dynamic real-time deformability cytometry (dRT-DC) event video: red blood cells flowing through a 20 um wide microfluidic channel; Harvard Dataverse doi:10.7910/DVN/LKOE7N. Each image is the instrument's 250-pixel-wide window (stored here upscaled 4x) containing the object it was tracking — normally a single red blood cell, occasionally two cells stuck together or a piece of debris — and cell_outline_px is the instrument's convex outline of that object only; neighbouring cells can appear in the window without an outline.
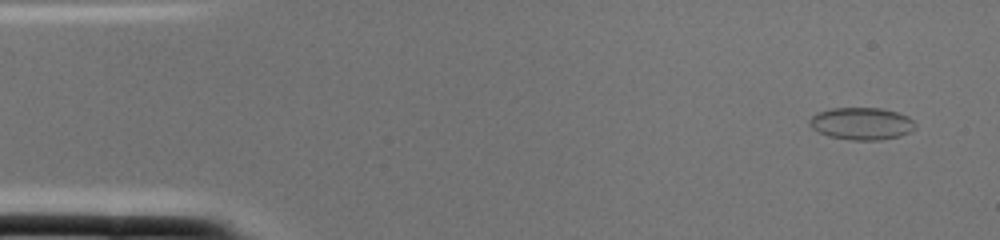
{"species": "common noctule bat (a hibernating species)", "species_latin": "Nyctalus noctula", "temperature_condition": "cold", "stored_images_in_passage": 2, "camera_frame_rate_fps": 3000, "um_per_image_px": 0.085, "animal": {"sex": "female", "body_mass_g": 22.0, "forearm_length_mm": 56.7}, "frame": {"image": 1, "passage_image": 1, "time_ms": 0.0, "image_size_px": [1000, 240], "cell_outline_px": [[916, 128], [900, 136], [880, 140], [852, 140], [828, 136], [812, 128], [808, 124], [808, 120], [816, 112], [832, 108], [880, 108], [896, 112], [908, 116], [916, 124]], "centroid_in_image_um": [73.22, 10.5], "position_along_channel_um": 11.8, "area_um2": 19.94}}
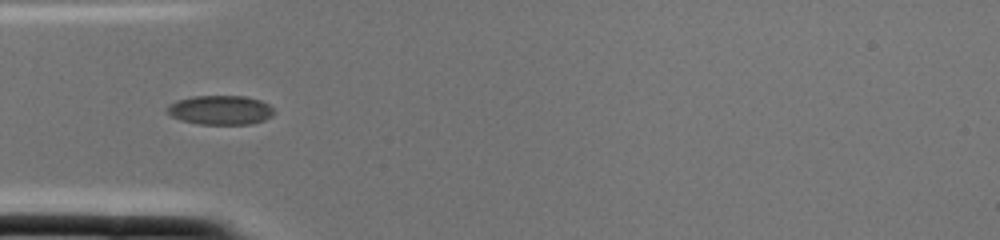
{"frame": {"image": 2, "passage_image": 2, "time_ms": 0.333, "image_size_px": [1000, 240], "cell_outline_px": [[276, 112], [272, 116], [264, 120], [252, 124], [196, 124], [180, 120], [172, 116], [164, 108], [168, 104], [176, 100], [192, 96], [244, 96], [260, 100], [268, 104]], "centroid_in_image_um": [18.71, 9.35], "position_along_channel_um": 66.3, "area_um2": 18.44}}